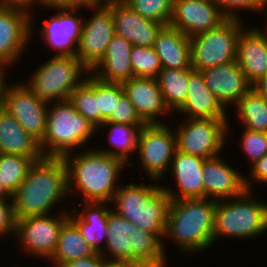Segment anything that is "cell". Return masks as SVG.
<instances>
[{
    "mask_svg": "<svg viewBox=\"0 0 267 267\" xmlns=\"http://www.w3.org/2000/svg\"><path fill=\"white\" fill-rule=\"evenodd\" d=\"M69 195L67 169L62 158L35 161L12 195L15 219L50 214L56 203Z\"/></svg>",
    "mask_w": 267,
    "mask_h": 267,
    "instance_id": "1",
    "label": "cell"
},
{
    "mask_svg": "<svg viewBox=\"0 0 267 267\" xmlns=\"http://www.w3.org/2000/svg\"><path fill=\"white\" fill-rule=\"evenodd\" d=\"M72 155L62 158L67 169L69 195L78 190L83 195V202H106L108 205L119 187L117 178L126 164L98 148Z\"/></svg>",
    "mask_w": 267,
    "mask_h": 267,
    "instance_id": "2",
    "label": "cell"
},
{
    "mask_svg": "<svg viewBox=\"0 0 267 267\" xmlns=\"http://www.w3.org/2000/svg\"><path fill=\"white\" fill-rule=\"evenodd\" d=\"M216 202L208 198L170 199L164 237H169L182 252L208 249L214 243Z\"/></svg>",
    "mask_w": 267,
    "mask_h": 267,
    "instance_id": "3",
    "label": "cell"
},
{
    "mask_svg": "<svg viewBox=\"0 0 267 267\" xmlns=\"http://www.w3.org/2000/svg\"><path fill=\"white\" fill-rule=\"evenodd\" d=\"M104 244L106 254L113 256L110 263L166 266L163 242L153 233L143 231L111 209L108 212L107 240Z\"/></svg>",
    "mask_w": 267,
    "mask_h": 267,
    "instance_id": "4",
    "label": "cell"
},
{
    "mask_svg": "<svg viewBox=\"0 0 267 267\" xmlns=\"http://www.w3.org/2000/svg\"><path fill=\"white\" fill-rule=\"evenodd\" d=\"M111 203L119 216L143 231L153 233L163 242L170 197L162 185H156V182L153 186L143 183L121 185Z\"/></svg>",
    "mask_w": 267,
    "mask_h": 267,
    "instance_id": "5",
    "label": "cell"
},
{
    "mask_svg": "<svg viewBox=\"0 0 267 267\" xmlns=\"http://www.w3.org/2000/svg\"><path fill=\"white\" fill-rule=\"evenodd\" d=\"M47 109L46 132L39 142L44 157L63 158L92 139L96 127L69 101H57Z\"/></svg>",
    "mask_w": 267,
    "mask_h": 267,
    "instance_id": "6",
    "label": "cell"
},
{
    "mask_svg": "<svg viewBox=\"0 0 267 267\" xmlns=\"http://www.w3.org/2000/svg\"><path fill=\"white\" fill-rule=\"evenodd\" d=\"M216 202L213 239L253 238L267 231V203L252 199V190L242 195Z\"/></svg>",
    "mask_w": 267,
    "mask_h": 267,
    "instance_id": "7",
    "label": "cell"
},
{
    "mask_svg": "<svg viewBox=\"0 0 267 267\" xmlns=\"http://www.w3.org/2000/svg\"><path fill=\"white\" fill-rule=\"evenodd\" d=\"M84 71L87 73L90 70L76 56L54 55L49 61L39 65L25 85L39 99L48 103L53 100L66 101L85 80L82 75Z\"/></svg>",
    "mask_w": 267,
    "mask_h": 267,
    "instance_id": "8",
    "label": "cell"
},
{
    "mask_svg": "<svg viewBox=\"0 0 267 267\" xmlns=\"http://www.w3.org/2000/svg\"><path fill=\"white\" fill-rule=\"evenodd\" d=\"M240 19H226L219 26L189 38L191 67L196 71L236 61Z\"/></svg>",
    "mask_w": 267,
    "mask_h": 267,
    "instance_id": "9",
    "label": "cell"
},
{
    "mask_svg": "<svg viewBox=\"0 0 267 267\" xmlns=\"http://www.w3.org/2000/svg\"><path fill=\"white\" fill-rule=\"evenodd\" d=\"M175 131L177 150L209 159L220 155L225 146L228 121L210 118H187Z\"/></svg>",
    "mask_w": 267,
    "mask_h": 267,
    "instance_id": "10",
    "label": "cell"
},
{
    "mask_svg": "<svg viewBox=\"0 0 267 267\" xmlns=\"http://www.w3.org/2000/svg\"><path fill=\"white\" fill-rule=\"evenodd\" d=\"M168 124H145L138 136L141 165L152 180L163 179L177 149L176 134ZM169 166V167H168Z\"/></svg>",
    "mask_w": 267,
    "mask_h": 267,
    "instance_id": "11",
    "label": "cell"
},
{
    "mask_svg": "<svg viewBox=\"0 0 267 267\" xmlns=\"http://www.w3.org/2000/svg\"><path fill=\"white\" fill-rule=\"evenodd\" d=\"M68 219L69 212L16 219L14 237L27 253L49 260L56 249L62 225Z\"/></svg>",
    "mask_w": 267,
    "mask_h": 267,
    "instance_id": "12",
    "label": "cell"
},
{
    "mask_svg": "<svg viewBox=\"0 0 267 267\" xmlns=\"http://www.w3.org/2000/svg\"><path fill=\"white\" fill-rule=\"evenodd\" d=\"M48 103L39 99L25 85H6L3 94V108L39 142L46 132Z\"/></svg>",
    "mask_w": 267,
    "mask_h": 267,
    "instance_id": "13",
    "label": "cell"
},
{
    "mask_svg": "<svg viewBox=\"0 0 267 267\" xmlns=\"http://www.w3.org/2000/svg\"><path fill=\"white\" fill-rule=\"evenodd\" d=\"M93 16L83 20L77 58L91 70L105 55L107 46L115 35L111 10L105 7H94Z\"/></svg>",
    "mask_w": 267,
    "mask_h": 267,
    "instance_id": "14",
    "label": "cell"
},
{
    "mask_svg": "<svg viewBox=\"0 0 267 267\" xmlns=\"http://www.w3.org/2000/svg\"><path fill=\"white\" fill-rule=\"evenodd\" d=\"M226 19L214 0H173L169 25L190 38L219 26Z\"/></svg>",
    "mask_w": 267,
    "mask_h": 267,
    "instance_id": "15",
    "label": "cell"
},
{
    "mask_svg": "<svg viewBox=\"0 0 267 267\" xmlns=\"http://www.w3.org/2000/svg\"><path fill=\"white\" fill-rule=\"evenodd\" d=\"M50 8H54L58 12L40 27L45 43L56 51V56H77V46L80 42L83 25V19L78 17L77 12L81 7Z\"/></svg>",
    "mask_w": 267,
    "mask_h": 267,
    "instance_id": "16",
    "label": "cell"
},
{
    "mask_svg": "<svg viewBox=\"0 0 267 267\" xmlns=\"http://www.w3.org/2000/svg\"><path fill=\"white\" fill-rule=\"evenodd\" d=\"M33 22L24 13L0 7V67L14 64L19 60L31 38Z\"/></svg>",
    "mask_w": 267,
    "mask_h": 267,
    "instance_id": "17",
    "label": "cell"
},
{
    "mask_svg": "<svg viewBox=\"0 0 267 267\" xmlns=\"http://www.w3.org/2000/svg\"><path fill=\"white\" fill-rule=\"evenodd\" d=\"M221 158V155H218L204 161V198L227 200L240 196L247 190L245 176Z\"/></svg>",
    "mask_w": 267,
    "mask_h": 267,
    "instance_id": "18",
    "label": "cell"
},
{
    "mask_svg": "<svg viewBox=\"0 0 267 267\" xmlns=\"http://www.w3.org/2000/svg\"><path fill=\"white\" fill-rule=\"evenodd\" d=\"M121 84L124 94L145 124L165 123L161 122L159 117L165 116L170 111L163 101L162 92L156 79L134 76Z\"/></svg>",
    "mask_w": 267,
    "mask_h": 267,
    "instance_id": "19",
    "label": "cell"
},
{
    "mask_svg": "<svg viewBox=\"0 0 267 267\" xmlns=\"http://www.w3.org/2000/svg\"><path fill=\"white\" fill-rule=\"evenodd\" d=\"M208 89L226 107L236 104L251 88L237 61L200 71Z\"/></svg>",
    "mask_w": 267,
    "mask_h": 267,
    "instance_id": "20",
    "label": "cell"
},
{
    "mask_svg": "<svg viewBox=\"0 0 267 267\" xmlns=\"http://www.w3.org/2000/svg\"><path fill=\"white\" fill-rule=\"evenodd\" d=\"M107 7L111 10L115 34L123 37L132 45L153 47L158 31L162 24L143 18L125 2L111 3Z\"/></svg>",
    "mask_w": 267,
    "mask_h": 267,
    "instance_id": "21",
    "label": "cell"
},
{
    "mask_svg": "<svg viewBox=\"0 0 267 267\" xmlns=\"http://www.w3.org/2000/svg\"><path fill=\"white\" fill-rule=\"evenodd\" d=\"M205 158L183 153L176 149L172 162L171 172L178 185L177 192H173L164 185L162 188L167 192L170 199H194L204 198L203 165Z\"/></svg>",
    "mask_w": 267,
    "mask_h": 267,
    "instance_id": "22",
    "label": "cell"
},
{
    "mask_svg": "<svg viewBox=\"0 0 267 267\" xmlns=\"http://www.w3.org/2000/svg\"><path fill=\"white\" fill-rule=\"evenodd\" d=\"M266 31L256 27L247 28L243 29L238 37L236 61L251 85L267 71Z\"/></svg>",
    "mask_w": 267,
    "mask_h": 267,
    "instance_id": "23",
    "label": "cell"
},
{
    "mask_svg": "<svg viewBox=\"0 0 267 267\" xmlns=\"http://www.w3.org/2000/svg\"><path fill=\"white\" fill-rule=\"evenodd\" d=\"M226 109L208 89L201 72L189 69L188 93L183 105L177 111L187 114L188 118L228 120Z\"/></svg>",
    "mask_w": 267,
    "mask_h": 267,
    "instance_id": "24",
    "label": "cell"
},
{
    "mask_svg": "<svg viewBox=\"0 0 267 267\" xmlns=\"http://www.w3.org/2000/svg\"><path fill=\"white\" fill-rule=\"evenodd\" d=\"M133 45L123 37L114 35L105 55L89 71L105 82L122 83L134 77L131 69L130 53Z\"/></svg>",
    "mask_w": 267,
    "mask_h": 267,
    "instance_id": "25",
    "label": "cell"
},
{
    "mask_svg": "<svg viewBox=\"0 0 267 267\" xmlns=\"http://www.w3.org/2000/svg\"><path fill=\"white\" fill-rule=\"evenodd\" d=\"M85 208L81 213L76 212L77 208L70 211L69 219L77 226L81 235L88 242V244L103 255V257L110 263V258L102 249V243L107 240V224L108 212L110 208L107 207L106 202H84ZM74 213V215H73ZM77 213V214H76ZM109 258V259H108Z\"/></svg>",
    "mask_w": 267,
    "mask_h": 267,
    "instance_id": "26",
    "label": "cell"
},
{
    "mask_svg": "<svg viewBox=\"0 0 267 267\" xmlns=\"http://www.w3.org/2000/svg\"><path fill=\"white\" fill-rule=\"evenodd\" d=\"M0 153L22 155L34 162L44 157L39 141L4 108L0 110Z\"/></svg>",
    "mask_w": 267,
    "mask_h": 267,
    "instance_id": "27",
    "label": "cell"
},
{
    "mask_svg": "<svg viewBox=\"0 0 267 267\" xmlns=\"http://www.w3.org/2000/svg\"><path fill=\"white\" fill-rule=\"evenodd\" d=\"M153 48L162 68L192 69L189 37L178 29L164 25L158 31Z\"/></svg>",
    "mask_w": 267,
    "mask_h": 267,
    "instance_id": "28",
    "label": "cell"
},
{
    "mask_svg": "<svg viewBox=\"0 0 267 267\" xmlns=\"http://www.w3.org/2000/svg\"><path fill=\"white\" fill-rule=\"evenodd\" d=\"M95 253L77 226L68 219L62 225L56 249L49 261L53 262V267H63L67 262L92 256Z\"/></svg>",
    "mask_w": 267,
    "mask_h": 267,
    "instance_id": "29",
    "label": "cell"
},
{
    "mask_svg": "<svg viewBox=\"0 0 267 267\" xmlns=\"http://www.w3.org/2000/svg\"><path fill=\"white\" fill-rule=\"evenodd\" d=\"M109 126V127H108ZM144 125H127L113 122H104L98 127H107L108 131V141L114 149H99L100 152L106 153L112 157L119 158L125 164L133 166L132 163H128L131 153L137 150L138 136L141 128ZM130 155V156H129Z\"/></svg>",
    "mask_w": 267,
    "mask_h": 267,
    "instance_id": "30",
    "label": "cell"
},
{
    "mask_svg": "<svg viewBox=\"0 0 267 267\" xmlns=\"http://www.w3.org/2000/svg\"><path fill=\"white\" fill-rule=\"evenodd\" d=\"M156 80L165 105L170 112H176L188 93L189 69L162 68Z\"/></svg>",
    "mask_w": 267,
    "mask_h": 267,
    "instance_id": "31",
    "label": "cell"
},
{
    "mask_svg": "<svg viewBox=\"0 0 267 267\" xmlns=\"http://www.w3.org/2000/svg\"><path fill=\"white\" fill-rule=\"evenodd\" d=\"M235 105L244 128L267 133V101L254 89L251 88Z\"/></svg>",
    "mask_w": 267,
    "mask_h": 267,
    "instance_id": "32",
    "label": "cell"
},
{
    "mask_svg": "<svg viewBox=\"0 0 267 267\" xmlns=\"http://www.w3.org/2000/svg\"><path fill=\"white\" fill-rule=\"evenodd\" d=\"M85 80L71 93L69 101L75 110L97 129L101 126V113L96 99V76L87 73Z\"/></svg>",
    "mask_w": 267,
    "mask_h": 267,
    "instance_id": "33",
    "label": "cell"
},
{
    "mask_svg": "<svg viewBox=\"0 0 267 267\" xmlns=\"http://www.w3.org/2000/svg\"><path fill=\"white\" fill-rule=\"evenodd\" d=\"M33 163L29 157L0 153V181L11 196L23 182Z\"/></svg>",
    "mask_w": 267,
    "mask_h": 267,
    "instance_id": "34",
    "label": "cell"
},
{
    "mask_svg": "<svg viewBox=\"0 0 267 267\" xmlns=\"http://www.w3.org/2000/svg\"><path fill=\"white\" fill-rule=\"evenodd\" d=\"M130 59L135 77L156 79L162 70L159 56L153 47L133 45Z\"/></svg>",
    "mask_w": 267,
    "mask_h": 267,
    "instance_id": "35",
    "label": "cell"
},
{
    "mask_svg": "<svg viewBox=\"0 0 267 267\" xmlns=\"http://www.w3.org/2000/svg\"><path fill=\"white\" fill-rule=\"evenodd\" d=\"M143 18L169 25L173 14V0H126L125 2Z\"/></svg>",
    "mask_w": 267,
    "mask_h": 267,
    "instance_id": "36",
    "label": "cell"
},
{
    "mask_svg": "<svg viewBox=\"0 0 267 267\" xmlns=\"http://www.w3.org/2000/svg\"><path fill=\"white\" fill-rule=\"evenodd\" d=\"M124 94L121 83L105 82L96 77V99L101 113V125L113 113L116 102Z\"/></svg>",
    "mask_w": 267,
    "mask_h": 267,
    "instance_id": "37",
    "label": "cell"
},
{
    "mask_svg": "<svg viewBox=\"0 0 267 267\" xmlns=\"http://www.w3.org/2000/svg\"><path fill=\"white\" fill-rule=\"evenodd\" d=\"M242 137L240 138V145L242 151L248 157L253 165L267 154V133L254 132L244 128Z\"/></svg>",
    "mask_w": 267,
    "mask_h": 267,
    "instance_id": "38",
    "label": "cell"
},
{
    "mask_svg": "<svg viewBox=\"0 0 267 267\" xmlns=\"http://www.w3.org/2000/svg\"><path fill=\"white\" fill-rule=\"evenodd\" d=\"M219 6L221 12L227 19H239L237 11L240 10H254L266 12L267 0H214ZM234 10V11H233ZM265 10V11H263ZM236 12V13H235Z\"/></svg>",
    "mask_w": 267,
    "mask_h": 267,
    "instance_id": "39",
    "label": "cell"
},
{
    "mask_svg": "<svg viewBox=\"0 0 267 267\" xmlns=\"http://www.w3.org/2000/svg\"><path fill=\"white\" fill-rule=\"evenodd\" d=\"M105 122H113L127 125H145L140 119L136 110L128 97L123 94L119 101L116 102V107L113 113L105 120Z\"/></svg>",
    "mask_w": 267,
    "mask_h": 267,
    "instance_id": "40",
    "label": "cell"
},
{
    "mask_svg": "<svg viewBox=\"0 0 267 267\" xmlns=\"http://www.w3.org/2000/svg\"><path fill=\"white\" fill-rule=\"evenodd\" d=\"M9 199H0V236L15 234V222L13 212V201L8 203Z\"/></svg>",
    "mask_w": 267,
    "mask_h": 267,
    "instance_id": "41",
    "label": "cell"
},
{
    "mask_svg": "<svg viewBox=\"0 0 267 267\" xmlns=\"http://www.w3.org/2000/svg\"><path fill=\"white\" fill-rule=\"evenodd\" d=\"M251 174H250V180H248V178H245V186L247 190H253V188H251V180H253L252 182H262V183H267V154L264 155L260 160H258L257 162H255L253 164V166H251V170H250Z\"/></svg>",
    "mask_w": 267,
    "mask_h": 267,
    "instance_id": "42",
    "label": "cell"
},
{
    "mask_svg": "<svg viewBox=\"0 0 267 267\" xmlns=\"http://www.w3.org/2000/svg\"><path fill=\"white\" fill-rule=\"evenodd\" d=\"M109 262L99 252L92 256L67 262L63 267H107Z\"/></svg>",
    "mask_w": 267,
    "mask_h": 267,
    "instance_id": "43",
    "label": "cell"
},
{
    "mask_svg": "<svg viewBox=\"0 0 267 267\" xmlns=\"http://www.w3.org/2000/svg\"><path fill=\"white\" fill-rule=\"evenodd\" d=\"M35 4H40L39 0H0L1 8H5L8 10H15L24 13L27 16H29V18H31V22L33 20L32 19L33 16H31L30 14L31 12L30 9L32 6H35Z\"/></svg>",
    "mask_w": 267,
    "mask_h": 267,
    "instance_id": "44",
    "label": "cell"
},
{
    "mask_svg": "<svg viewBox=\"0 0 267 267\" xmlns=\"http://www.w3.org/2000/svg\"><path fill=\"white\" fill-rule=\"evenodd\" d=\"M69 7H103V0H70Z\"/></svg>",
    "mask_w": 267,
    "mask_h": 267,
    "instance_id": "45",
    "label": "cell"
},
{
    "mask_svg": "<svg viewBox=\"0 0 267 267\" xmlns=\"http://www.w3.org/2000/svg\"><path fill=\"white\" fill-rule=\"evenodd\" d=\"M252 89H254L265 101H267V71L252 85Z\"/></svg>",
    "mask_w": 267,
    "mask_h": 267,
    "instance_id": "46",
    "label": "cell"
},
{
    "mask_svg": "<svg viewBox=\"0 0 267 267\" xmlns=\"http://www.w3.org/2000/svg\"><path fill=\"white\" fill-rule=\"evenodd\" d=\"M40 5H44L43 7H61V6H68L70 0H39Z\"/></svg>",
    "mask_w": 267,
    "mask_h": 267,
    "instance_id": "47",
    "label": "cell"
},
{
    "mask_svg": "<svg viewBox=\"0 0 267 267\" xmlns=\"http://www.w3.org/2000/svg\"><path fill=\"white\" fill-rule=\"evenodd\" d=\"M5 72L0 75V110L3 108V94L6 87V78L4 77Z\"/></svg>",
    "mask_w": 267,
    "mask_h": 267,
    "instance_id": "48",
    "label": "cell"
},
{
    "mask_svg": "<svg viewBox=\"0 0 267 267\" xmlns=\"http://www.w3.org/2000/svg\"><path fill=\"white\" fill-rule=\"evenodd\" d=\"M107 267H147V266L138 263H109Z\"/></svg>",
    "mask_w": 267,
    "mask_h": 267,
    "instance_id": "49",
    "label": "cell"
},
{
    "mask_svg": "<svg viewBox=\"0 0 267 267\" xmlns=\"http://www.w3.org/2000/svg\"><path fill=\"white\" fill-rule=\"evenodd\" d=\"M9 197V198H8ZM12 196L6 191L0 181V199H10Z\"/></svg>",
    "mask_w": 267,
    "mask_h": 267,
    "instance_id": "50",
    "label": "cell"
},
{
    "mask_svg": "<svg viewBox=\"0 0 267 267\" xmlns=\"http://www.w3.org/2000/svg\"><path fill=\"white\" fill-rule=\"evenodd\" d=\"M122 2H126V0H103V7L111 3H122Z\"/></svg>",
    "mask_w": 267,
    "mask_h": 267,
    "instance_id": "51",
    "label": "cell"
},
{
    "mask_svg": "<svg viewBox=\"0 0 267 267\" xmlns=\"http://www.w3.org/2000/svg\"><path fill=\"white\" fill-rule=\"evenodd\" d=\"M4 72V70L0 67V75Z\"/></svg>",
    "mask_w": 267,
    "mask_h": 267,
    "instance_id": "52",
    "label": "cell"
}]
</instances>
